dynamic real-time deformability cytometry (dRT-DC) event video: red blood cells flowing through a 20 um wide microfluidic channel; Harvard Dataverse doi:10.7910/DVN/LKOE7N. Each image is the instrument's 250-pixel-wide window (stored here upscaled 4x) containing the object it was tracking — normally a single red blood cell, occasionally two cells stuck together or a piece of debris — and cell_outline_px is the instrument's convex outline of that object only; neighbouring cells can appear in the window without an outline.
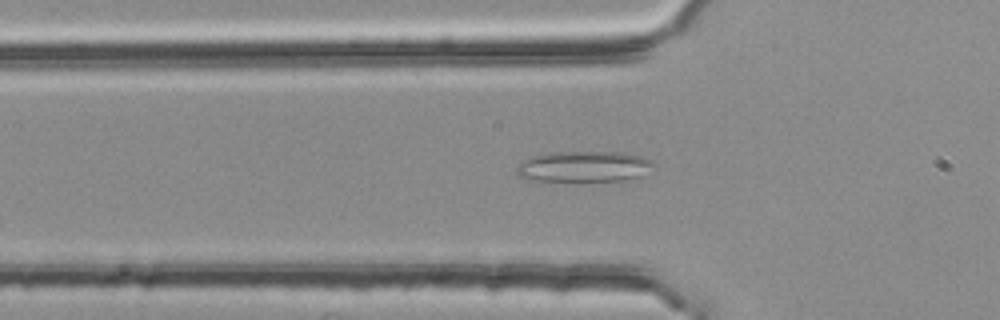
{"species": "common noctule bat (a hibernating species)", "species_latin": "Nyctalus noctula", "temperature_condition": "room temperature", "stored_images_in_passage": 43, "camera_frame_rate_fps": 3000, "um_per_image_px": 0.085, "animal": {"sex": "female", "body_mass_g": 25.1}, "frame": {"image": 1, "passage_image": 11, "time_ms": 3.333, "image_size_px": [1000, 320], "cell_outline_px": [[656, 168], [640, 176], [624, 180], [528, 180], [520, 176], [516, 172], [516, 168], [528, 156], [556, 152], [624, 152], [640, 156], [652, 160], [656, 164]], "centroid_in_image_um": [49.68, 14.14], "position_along_channel_um": 76.1, "area_um2": 24.57}}
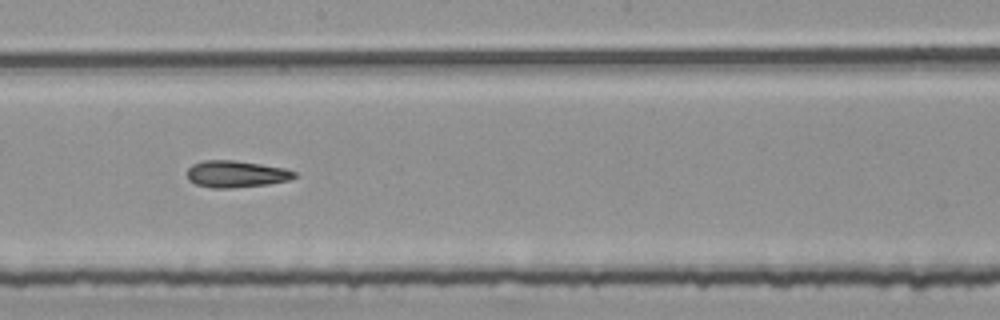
{"frame": {"image": 2, "passage_image": 23, "time_ms": 7.333, "image_size_px": [1000, 320], "cell_outline_px": [[296, 176], [288, 180], [268, 184], [232, 188], [212, 188], [196, 184], [188, 180], [188, 168], [192, 164], [204, 160], [232, 160], [260, 164], [284, 168], [296, 172]], "centroid_in_image_um": [20.05, 14.79], "position_along_channel_um": 228.2, "area_um2": 16.65}}
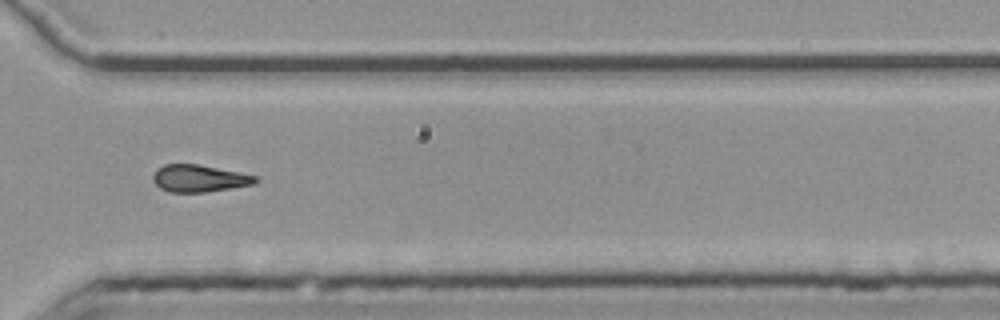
{"frame": {"image": 3, "passage_image": 33, "time_ms": 10.667, "image_size_px": [1000, 320], "cell_outline_px": [[260, 180], [252, 184], [208, 192], [168, 192], [160, 188], [152, 180], [152, 176], [156, 168], [164, 164], [196, 164], [240, 172], [256, 176]], "centroid_in_image_um": [16.89, 15.16], "position_along_channel_um": 353.7, "area_um2": 16.24}, "authors_computed_cell_mechanics": {"area_um2": 16.6464, "velocity_mm_per_s": 3.7745, "shape_relaxation_time_tau1_ms": null, "shape_relaxation_time_tau2_ms": 6.3079, "deformation_change_tau1": null, "deformation_change_tau2": 0.1823}}